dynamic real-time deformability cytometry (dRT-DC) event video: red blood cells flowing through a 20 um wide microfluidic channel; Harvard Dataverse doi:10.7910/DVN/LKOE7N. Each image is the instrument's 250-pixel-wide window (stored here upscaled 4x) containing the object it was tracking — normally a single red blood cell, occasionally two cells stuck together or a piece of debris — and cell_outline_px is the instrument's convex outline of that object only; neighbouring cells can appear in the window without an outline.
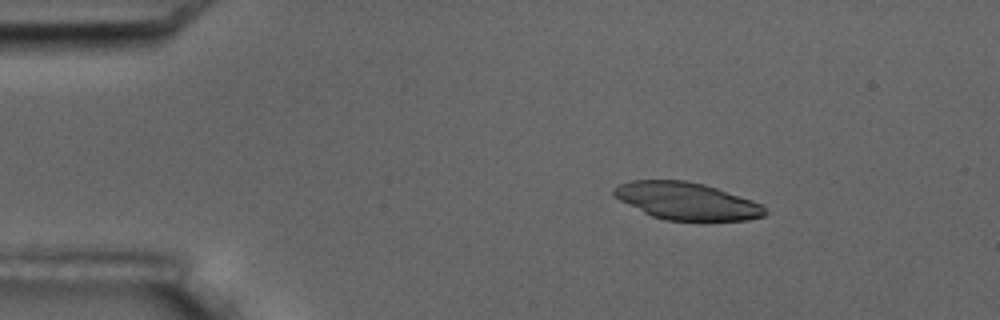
{"species": "common noctule bat (a hibernating species)", "species_latin": "Nyctalus noctula", "temperature_condition": "room temperature", "stored_images_in_passage": 5, "camera_frame_rate_fps": 3000, "um_per_image_px": 0.085, "animal": {"sex": "male", "body_mass_g": 17.5, "forearm_length_mm": 52.3}, "frame": {"image": 1, "passage_image": 1, "time_ms": 0.0, "image_size_px": [1000, 320], "cell_outline_px": [[772, 212], [764, 216], [748, 220], [664, 220], [652, 216], [620, 200], [612, 192], [612, 188], [620, 184], [632, 180], [684, 180], [704, 184], [764, 204]], "centroid_in_image_um": [58.43, 17.09], "position_along_channel_um": 26.6, "area_um2": 32.83}}